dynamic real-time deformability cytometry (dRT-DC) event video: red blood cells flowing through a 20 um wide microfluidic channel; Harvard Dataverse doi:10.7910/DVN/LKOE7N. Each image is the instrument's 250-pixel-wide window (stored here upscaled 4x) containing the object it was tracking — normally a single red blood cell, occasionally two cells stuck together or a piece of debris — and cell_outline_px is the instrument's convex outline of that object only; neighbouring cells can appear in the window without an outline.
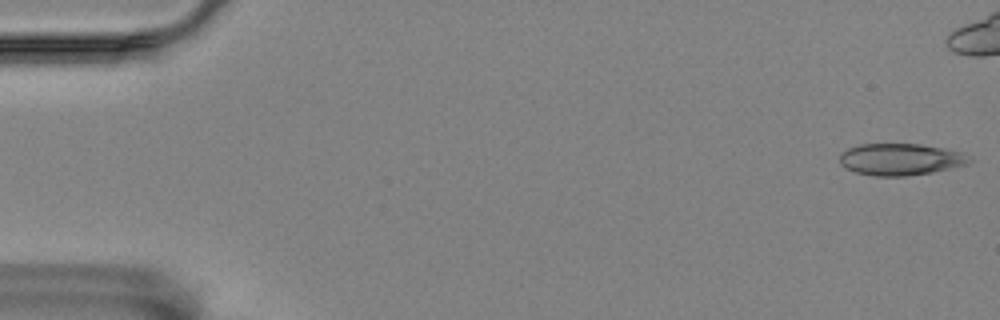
{"species": "Egyptian fruit bat (a non-hibernating species)", "species_latin": "Rousettus aegyptiacus", "temperature_condition": "room temperature", "stored_images_in_passage": 46, "camera_frame_rate_fps": 3000, "um_per_image_px": 0.085, "animal": {"sex": "female"}, "frame": {"image": 1, "passage_image": 1, "time_ms": 0.0, "image_size_px": [1000, 320], "cell_outline_px": [[972, 160], [968, 164], [932, 172], [908, 176], [876, 176], [856, 172], [840, 164], [840, 152], [848, 148], [860, 144], [920, 144], [944, 148], [964, 152], [972, 156]], "centroid_in_image_um": [76.59, 13.54], "position_along_channel_um": 8.4, "area_um2": 24.16}}
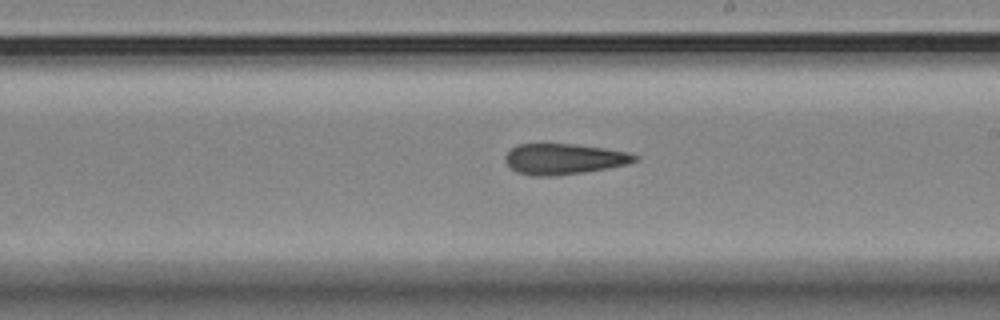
{"frame": {"image": 2, "passage_image": 32, "time_ms": 10.333, "image_size_px": [1000, 320], "cell_outline_px": [[640, 160], [628, 164], [608, 168], [584, 172], [556, 176], [532, 176], [516, 172], [504, 160], [504, 156], [516, 144], [576, 144], [604, 148], [628, 152], [640, 156]], "centroid_in_image_um": [47.96, 13.52], "position_along_channel_um": 241.0, "area_um2": 23.41}}
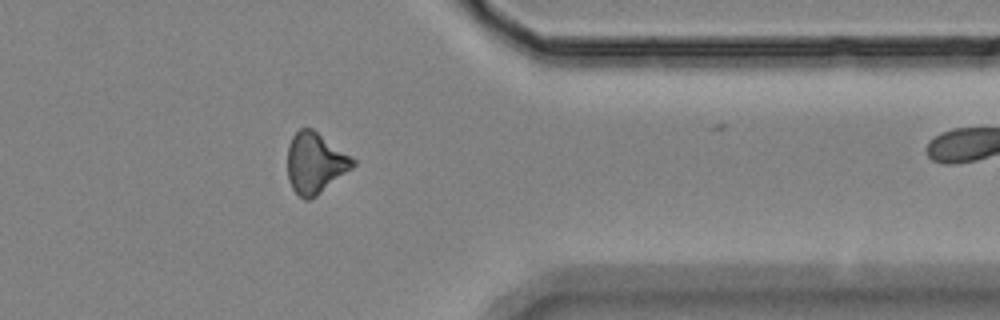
{"frame": {"image": 3, "passage_image": 45, "time_ms": 14.667, "image_size_px": [1000, 320], "cell_outline_px": [[356, 164], [352, 168], [316, 196], [308, 200], [304, 200], [292, 188], [288, 180], [288, 144], [292, 136], [300, 128], [312, 128], [356, 160]], "centroid_in_image_um": [26.77, 13.85], "position_along_channel_um": 384.6, "area_um2": 22.95}}